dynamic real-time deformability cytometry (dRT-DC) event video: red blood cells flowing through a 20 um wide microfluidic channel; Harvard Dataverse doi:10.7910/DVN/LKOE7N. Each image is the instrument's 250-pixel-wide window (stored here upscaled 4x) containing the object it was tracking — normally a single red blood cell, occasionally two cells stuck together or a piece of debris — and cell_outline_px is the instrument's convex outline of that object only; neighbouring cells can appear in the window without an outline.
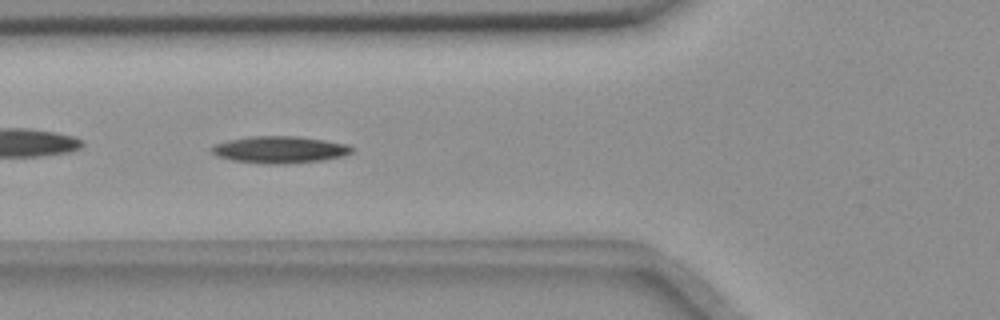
{"species": "common noctule bat (a hibernating species)", "species_latin": "Nyctalus noctula", "temperature_condition": "room temperature", "stored_images_in_passage": 55, "camera_frame_rate_fps": 3000, "um_per_image_px": 0.085, "animal": {"sex": "female", "body_mass_g": 18.4}, "frame": {"image": 1, "passage_image": 20, "time_ms": 6.333, "image_size_px": [1000, 320], "cell_outline_px": [[352, 152], [344, 156], [324, 160], [284, 164], [264, 164], [232, 160], [216, 156], [212, 152], [212, 148], [216, 144], [228, 140], [248, 136], [296, 136], [324, 140], [348, 144], [352, 148]], "centroid_in_image_um": [23.79, 12.72], "position_along_channel_um": 102.0, "area_um2": 22.02}}
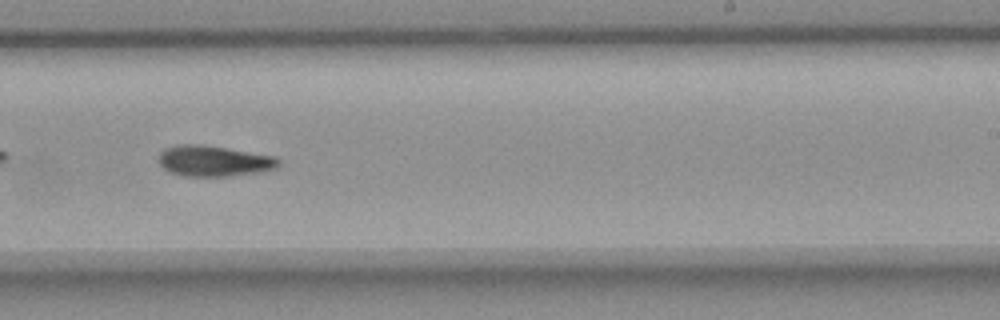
{"frame": {"image": 2, "passage_image": 34, "time_ms": 11.0, "image_size_px": [1000, 320], "cell_outline_px": [[280, 164], [276, 168], [260, 172], [228, 176], [184, 176], [168, 172], [160, 164], [160, 152], [164, 148], [176, 144], [200, 144], [228, 148], [276, 156], [280, 160]], "centroid_in_image_um": [18.19, 13.67], "position_along_channel_um": 270.8, "area_um2": 21.68}}
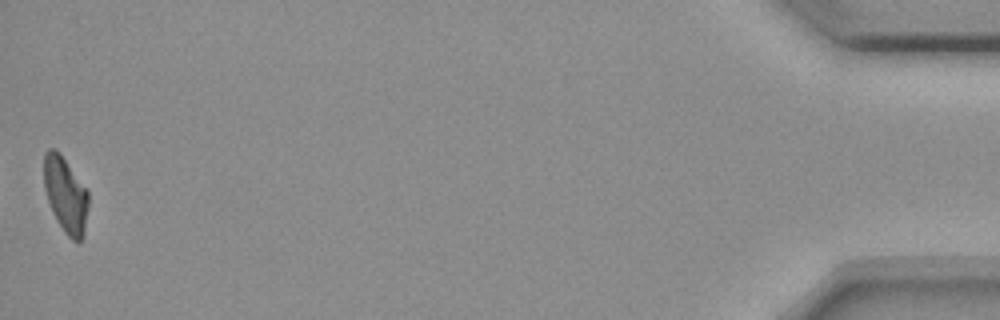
{"frame": {"image": 3, "passage_image": 55, "time_ms": 18.0, "image_size_px": [1000, 320], "cell_outline_px": [[88, 208], [84, 236], [80, 240], [72, 240], [64, 232], [56, 220], [52, 212], [44, 188], [44, 152], [48, 148], [56, 148], [60, 152], [88, 188]], "centroid_in_image_um": [5.58, 16.51], "position_along_channel_um": 429.6, "area_um2": 20.06}, "authors_computed_cell_mechanics": {"area_um2": 20.9236, "velocity_mm_per_s": 3.6293, "shape_relaxation_time_tau1_ms": 7.8186, "shape_relaxation_time_tau2_ms": null, "deformation_change_tau1": 0.1905, "deformation_change_tau2": null}}